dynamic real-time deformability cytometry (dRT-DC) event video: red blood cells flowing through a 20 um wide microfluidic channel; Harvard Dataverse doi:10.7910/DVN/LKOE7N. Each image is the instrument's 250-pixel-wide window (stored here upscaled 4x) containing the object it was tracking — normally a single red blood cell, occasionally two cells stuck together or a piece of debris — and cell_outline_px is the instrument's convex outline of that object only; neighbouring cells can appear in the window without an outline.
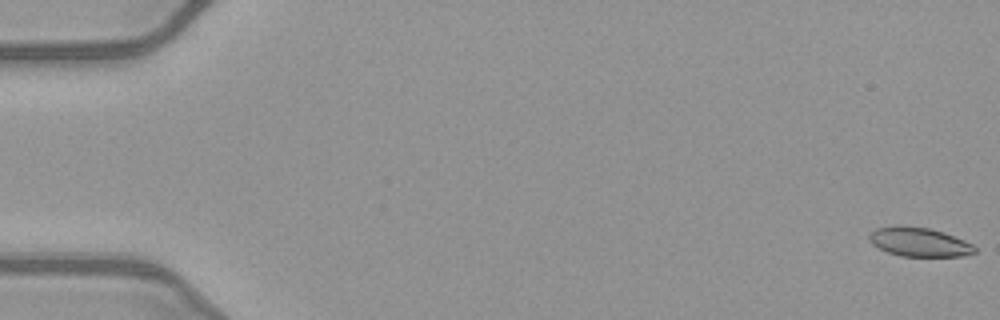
{"species": "common noctule bat (a hibernating species)", "species_latin": "Nyctalus noctula", "temperature_condition": "warm", "stored_images_in_passage": 52, "camera_frame_rate_fps": 3000, "um_per_image_px": 0.085, "animal": {"sex": "female", "body_mass_g": 21.9}, "frame": {"image": 1, "passage_image": 1, "time_ms": 0.0, "image_size_px": [1000, 320], "cell_outline_px": [[976, 252], [964, 256], [900, 256], [888, 252], [872, 244], [868, 240], [868, 236], [876, 228], [896, 224], [928, 228], [944, 232], [964, 240], [972, 244], [976, 248]], "centroid_in_image_um": [78.11, 20.56], "position_along_channel_um": 6.9, "area_um2": 17.98}}
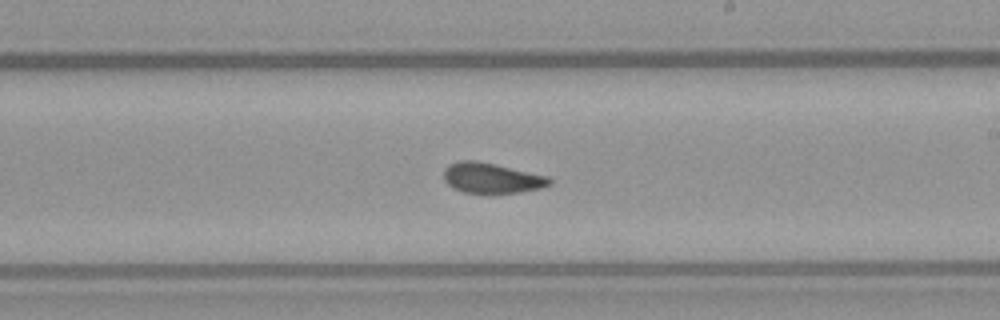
{"frame": {"image": 2, "passage_image": 31, "time_ms": 10.0, "image_size_px": [1000, 320], "cell_outline_px": [[552, 184], [540, 188], [520, 192], [492, 196], [488, 196], [464, 192], [452, 188], [444, 180], [444, 168], [448, 164], [460, 160], [476, 160], [496, 164], [548, 176], [552, 180]], "centroid_in_image_um": [41.77, 15.17], "position_along_channel_um": 247.2, "area_um2": 19.48}}
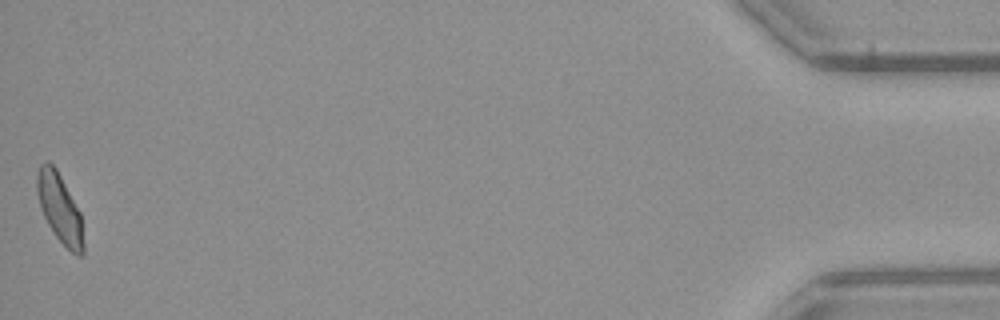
{"frame": {"image": 3, "passage_image": 52, "time_ms": 17.0, "image_size_px": [1000, 320], "cell_outline_px": [[84, 256], [76, 256], [56, 236], [48, 224], [44, 216], [36, 192], [36, 176], [40, 164], [48, 160], [56, 168], [80, 212], [84, 244]], "centroid_in_image_um": [5.07, 17.7], "position_along_channel_um": 430.1, "area_um2": 18.5}, "authors_computed_cell_mechanics": {"area_um2": 18.8717, "velocity_mm_per_s": 4.0289, "shape_relaxation_time_tau1_ms": 3.6127, "shape_relaxation_time_tau2_ms": 1.1963, "deformation_change_tau1": 0.1349, "deformation_change_tau2": 0.0758}}